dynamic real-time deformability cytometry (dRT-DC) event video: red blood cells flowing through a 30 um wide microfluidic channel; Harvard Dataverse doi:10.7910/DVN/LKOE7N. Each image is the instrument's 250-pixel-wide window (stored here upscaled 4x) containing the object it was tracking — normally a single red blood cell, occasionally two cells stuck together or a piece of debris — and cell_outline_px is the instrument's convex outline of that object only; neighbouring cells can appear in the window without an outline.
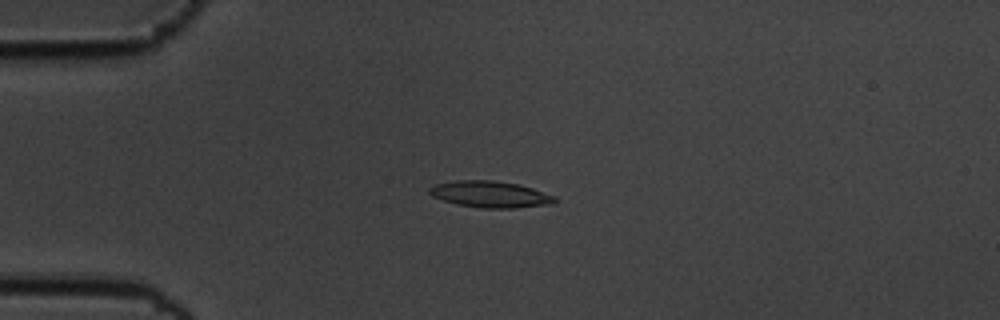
{"species": "common noctule bat (a hibernating species)", "species_latin": "Nyctalus noctula", "temperature_condition": "cold", "stored_images_in_passage": 57, "camera_frame_rate_fps": 3000, "um_per_image_px": 0.085, "animal": {"sex": "male", "body_mass_g": 19.5, "forearm_length_mm": 54.6}, "frame": {"image": 1, "passage_image": 14, "time_ms": 4.333, "image_size_px": [1000, 320], "cell_outline_px": [[556, 200], [552, 204], [516, 208], [484, 208], [456, 204], [432, 196], [428, 192], [428, 188], [436, 184], [456, 180], [492, 180], [516, 184], [532, 188], [556, 196]], "centroid_in_image_um": [41.67, 16.52], "position_along_channel_um": 43.3, "area_um2": 19.25}}
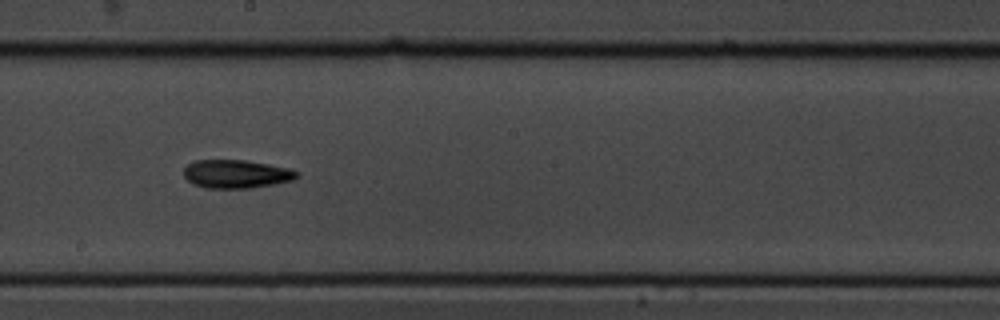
{"frame": {"image": 2, "passage_image": 32, "time_ms": 10.333, "image_size_px": [1000, 320], "cell_outline_px": [[300, 172], [292, 180], [276, 184], [252, 188], [204, 188], [192, 184], [184, 176], [184, 168], [188, 164], [196, 160], [244, 160], [268, 164], [288, 168]], "centroid_in_image_um": [20.06, 14.79], "position_along_channel_um": 228.1, "area_um2": 18.73}}
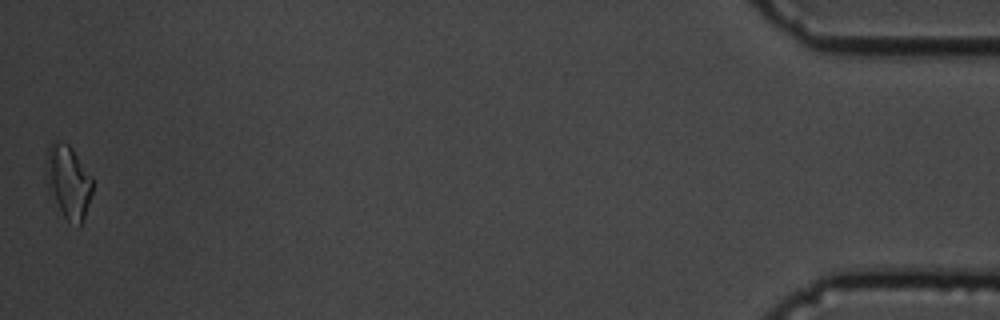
{"frame": {"image": 3, "passage_image": 57, "time_ms": 18.667, "image_size_px": [1000, 320], "cell_outline_px": [[92, 192], [84, 216], [80, 224], [76, 228], [64, 216], [48, 192], [44, 160], [48, 148], [52, 140], [60, 140], [68, 144], [72, 148], [92, 176]], "centroid_in_image_um": [5.77, 15.4], "position_along_channel_um": 429.4, "area_um2": 20.06}, "authors_computed_cell_mechanics": {"area_um2": 17.9758, "velocity_mm_per_s": 3.4805, "shape_relaxation_time_tau1_ms": 4.0117, "shape_relaxation_time_tau2_ms": 10.8522, "deformation_change_tau1": 0.1247, "deformation_change_tau2": 0.2149}}